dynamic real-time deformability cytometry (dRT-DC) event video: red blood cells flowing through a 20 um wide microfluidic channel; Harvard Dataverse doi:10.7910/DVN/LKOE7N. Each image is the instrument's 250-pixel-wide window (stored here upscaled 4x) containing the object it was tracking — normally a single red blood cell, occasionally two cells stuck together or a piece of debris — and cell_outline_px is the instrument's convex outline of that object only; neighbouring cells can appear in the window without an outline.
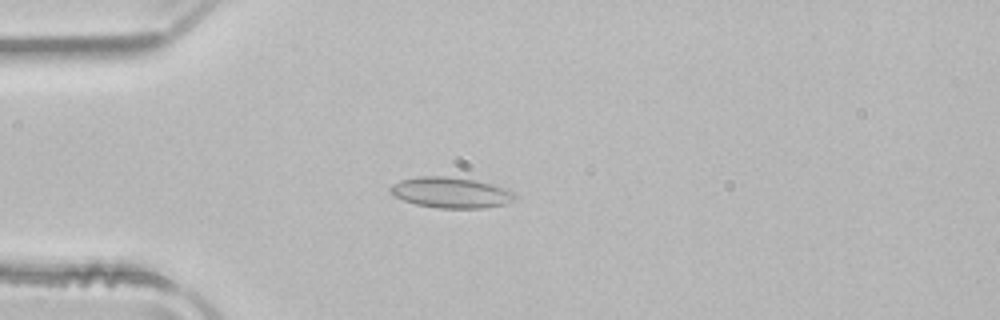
{"species": "common noctule bat (a hibernating species)", "species_latin": "Nyctalus noctula", "temperature_condition": "room temperature", "stored_images_in_passage": 39, "camera_frame_rate_fps": 3000, "um_per_image_px": 0.085, "animal": {"sex": "male", "body_mass_g": 21.5, "forearm_length_mm": 52.0}, "frame": {"image": 1, "passage_image": 1, "time_ms": 0.0, "image_size_px": [1000, 320], "cell_outline_px": [[516, 196], [512, 200], [504, 204], [484, 208], [436, 208], [416, 204], [392, 196], [388, 192], [388, 188], [392, 184], [400, 180], [420, 176], [444, 176], [476, 180], [508, 188]], "centroid_in_image_um": [38.28, 16.36], "position_along_channel_um": 46.7, "area_um2": 22.43}}
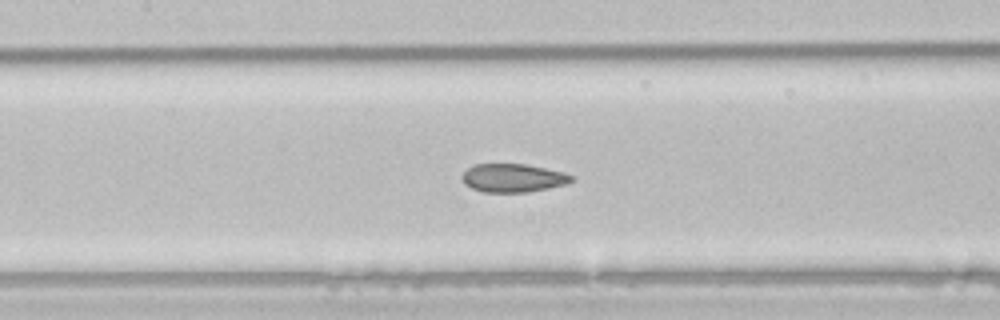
{"frame": {"image": 2, "passage_image": 11, "time_ms": 3.333, "image_size_px": [1000, 320], "cell_outline_px": [[572, 180], [564, 184], [548, 188], [528, 192], [484, 192], [472, 188], [464, 184], [460, 176], [468, 168], [476, 164], [524, 164], [564, 172], [572, 176]], "centroid_in_image_um": [43.56, 15.13], "position_along_channel_um": 163.8, "area_um2": 17.92}}
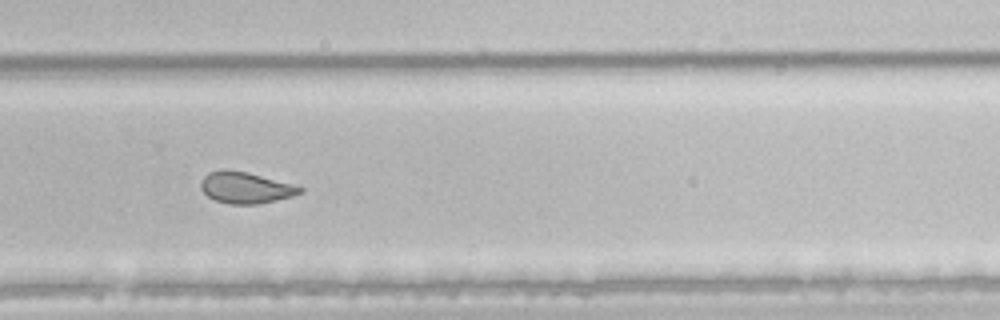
{"frame": {"image": 3, "passage_image": 22, "time_ms": 7.0, "image_size_px": [1000, 320], "cell_outline_px": [[304, 192], [292, 196], [260, 204], [228, 204], [216, 200], [208, 196], [200, 188], [200, 180], [208, 172], [224, 168], [248, 172], [292, 184], [304, 188]], "centroid_in_image_um": [20.85, 15.94], "position_along_channel_um": 308.9, "area_um2": 18.26}, "authors_computed_cell_mechanics": {"area_um2": 19.1318, "velocity_mm_per_s": 3.978, "shape_relaxation_time_tau1_ms": 8.245, "shape_relaxation_time_tau2_ms": 1.4681, "deformation_change_tau1": 0.1347, "deformation_change_tau2": 0.05}}